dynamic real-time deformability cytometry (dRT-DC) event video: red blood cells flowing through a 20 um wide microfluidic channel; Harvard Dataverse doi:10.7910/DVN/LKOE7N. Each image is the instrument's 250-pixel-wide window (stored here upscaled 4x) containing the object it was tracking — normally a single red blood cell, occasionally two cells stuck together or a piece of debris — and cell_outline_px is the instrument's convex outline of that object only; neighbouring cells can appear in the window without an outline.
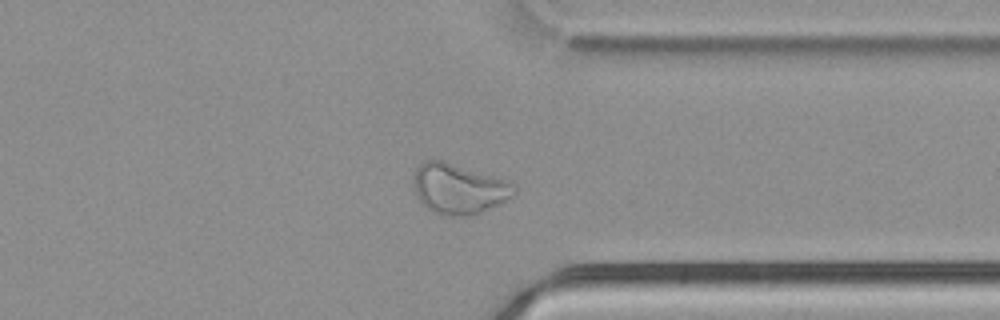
{"species": "common noctule bat (a hibernating species)", "species_latin": "Nyctalus noctula", "temperature_condition": "cold", "stored_images_in_passage": 35, "camera_frame_rate_fps": 3000, "um_per_image_px": 0.085, "animal": {"sex": "male", "body_mass_g": 21.5, "forearm_length_mm": 52.0}, "frame": {"image": 1, "passage_image": 24, "time_ms": 7.667, "image_size_px": [1000, 320], "cell_outline_px": [[516, 192], [512, 196], [480, 212], [468, 216], [440, 216], [432, 212], [420, 204], [416, 196], [412, 180], [416, 168], [424, 160], [444, 160], [508, 180], [516, 184]], "centroid_in_image_um": [38.94, 16.04], "position_along_channel_um": 372.5, "area_um2": 29.88}}
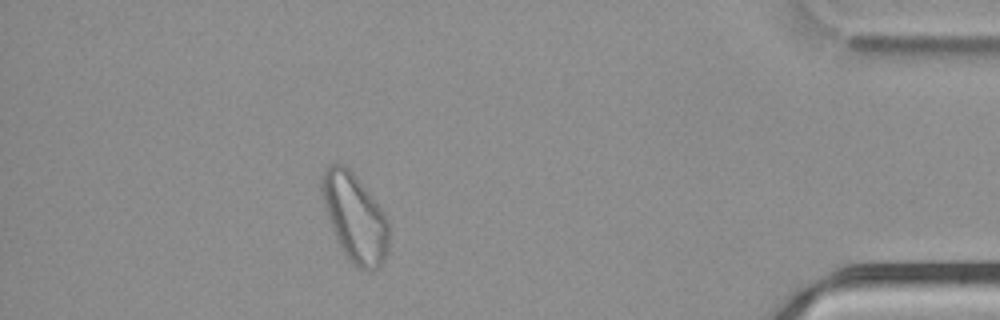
{"frame": {"image": 2, "passage_image": 30, "time_ms": 9.667, "image_size_px": [1000, 320], "cell_outline_px": [[388, 252], [384, 260], [372, 272], [368, 272], [356, 268], [348, 260], [340, 248], [336, 240], [320, 192], [320, 180], [328, 164], [336, 160], [344, 164], [352, 172], [384, 212], [388, 220]], "centroid_in_image_um": [30.14, 18.51], "position_along_channel_um": 405.1, "area_um2": 34.68}}